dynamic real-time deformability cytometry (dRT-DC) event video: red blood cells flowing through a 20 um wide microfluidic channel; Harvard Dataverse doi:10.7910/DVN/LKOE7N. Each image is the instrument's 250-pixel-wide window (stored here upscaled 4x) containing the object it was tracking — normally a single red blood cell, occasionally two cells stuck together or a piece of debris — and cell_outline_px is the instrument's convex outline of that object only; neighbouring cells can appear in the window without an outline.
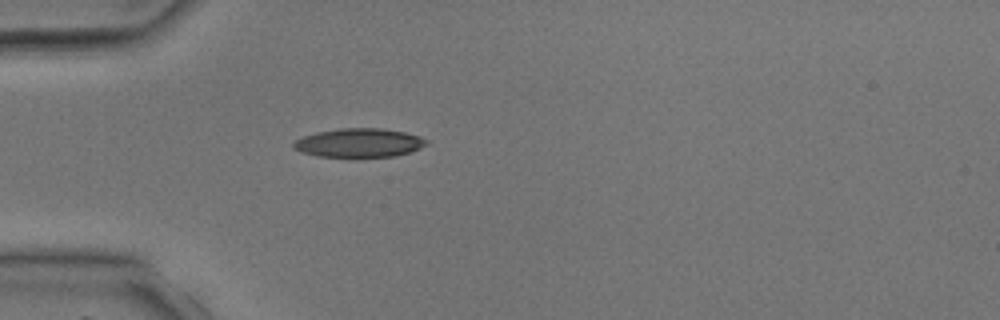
{"species": "common noctule bat (a hibernating species)", "species_latin": "Nyctalus noctula", "temperature_condition": "room temperature", "stored_images_in_passage": 1, "camera_frame_rate_fps": 3000, "um_per_image_px": 0.085, "animal": {"sex": "male", "body_mass_g": 17.9, "forearm_length_mm": 54.2}, "frame": {"image": 1, "passage_image": 1, "time_ms": 0.0, "image_size_px": [1000, 320], "cell_outline_px": [[428, 144], [420, 148], [396, 156], [320, 156], [300, 152], [292, 148], [292, 144], [296, 140], [304, 136], [316, 132], [340, 128], [384, 128], [404, 132], [420, 136], [428, 140]], "centroid_in_image_um": [30.52, 12.12], "position_along_channel_um": 54.5, "area_um2": 22.2}}